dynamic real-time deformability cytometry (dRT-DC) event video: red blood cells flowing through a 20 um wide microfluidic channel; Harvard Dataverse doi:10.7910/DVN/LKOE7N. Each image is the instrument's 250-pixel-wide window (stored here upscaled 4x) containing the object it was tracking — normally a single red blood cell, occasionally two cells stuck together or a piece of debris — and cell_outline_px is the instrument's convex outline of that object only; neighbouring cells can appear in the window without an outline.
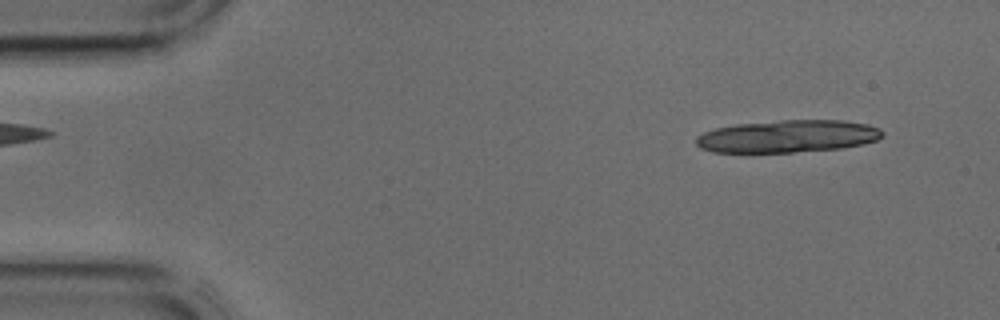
{"species": "common noctule bat (a hibernating species)", "species_latin": "Nyctalus noctula", "temperature_condition": "cold", "stored_images_in_passage": 13, "camera_frame_rate_fps": 3000, "um_per_image_px": 0.085, "animal": {"sex": "male", "body_mass_g": 17.9, "forearm_length_mm": 54.2}, "frame": {"image": 1, "passage_image": 3, "time_ms": 0.667, "image_size_px": [1000, 320], "cell_outline_px": [[884, 136], [876, 140], [864, 144], [840, 148], [792, 152], [712, 152], [700, 148], [696, 144], [696, 136], [704, 132], [716, 128], [736, 124], [780, 120], [844, 120], [868, 124], [880, 128], [884, 132]], "centroid_in_image_um": [66.98, 11.58], "position_along_channel_um": 18.0, "area_um2": 35.37}}